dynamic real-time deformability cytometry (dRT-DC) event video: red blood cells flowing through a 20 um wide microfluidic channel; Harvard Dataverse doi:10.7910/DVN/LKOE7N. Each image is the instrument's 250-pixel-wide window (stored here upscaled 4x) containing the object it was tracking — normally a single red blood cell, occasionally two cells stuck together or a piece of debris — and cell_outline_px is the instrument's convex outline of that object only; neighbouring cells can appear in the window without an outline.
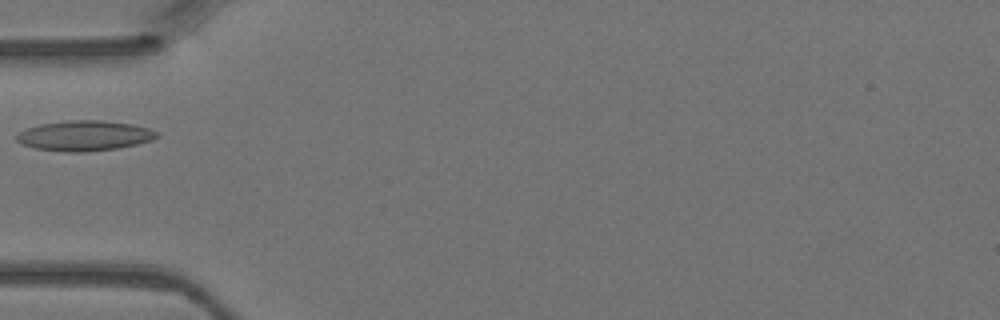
{"species": "Egyptian fruit bat (a non-hibernating species)", "species_latin": "Rousettus aegyptiacus", "temperature_condition": "warm", "stored_images_in_passage": 3, "camera_frame_rate_fps": 3000, "um_per_image_px": 0.085, "animal": {"sex": "female"}, "frame": {"image": 1, "passage_image": 3, "time_ms": 0.667, "image_size_px": [1000, 320], "cell_outline_px": [[160, 136], [152, 140], [120, 148], [84, 152], [64, 152], [36, 148], [20, 144], [16, 140], [16, 136], [20, 132], [28, 128], [40, 124], [68, 120], [104, 120], [132, 124], [148, 128], [156, 132]], "centroid_in_image_um": [7.18, 11.54], "position_along_channel_um": 77.8, "area_um2": 24.74}}